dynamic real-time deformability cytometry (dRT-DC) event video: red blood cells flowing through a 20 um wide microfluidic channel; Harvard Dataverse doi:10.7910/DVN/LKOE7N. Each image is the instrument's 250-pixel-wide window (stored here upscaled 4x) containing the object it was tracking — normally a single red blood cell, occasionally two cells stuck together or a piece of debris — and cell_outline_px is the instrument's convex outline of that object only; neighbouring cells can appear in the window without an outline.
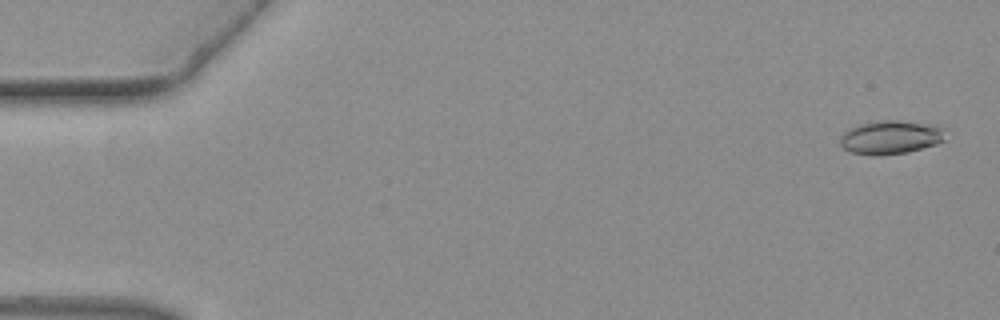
{"species": "common noctule bat (a hibernating species)", "species_latin": "Nyctalus noctula", "temperature_condition": "warm", "stored_images_in_passage": 16, "camera_frame_rate_fps": 3000, "um_per_image_px": 0.085, "animal": {"sex": "female", "body_mass_g": 19.3, "forearm_length_mm": 54.1}, "frame": {"image": 1, "passage_image": 2, "time_ms": 0.333, "image_size_px": [1000, 320], "cell_outline_px": [[944, 140], [936, 144], [908, 152], [876, 156], [872, 156], [852, 152], [844, 148], [840, 144], [840, 136], [848, 128], [864, 124], [884, 120], [896, 120], [944, 128]], "centroid_in_image_um": [75.66, 11.7], "position_along_channel_um": 9.3, "area_um2": 20.17}}
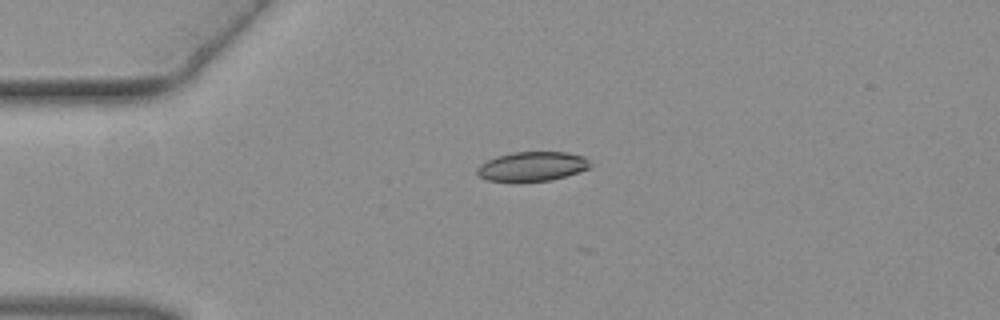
{"frame": {"image": 2, "passage_image": 12, "time_ms": 3.667, "image_size_px": [1000, 320], "cell_outline_px": [[592, 164], [588, 168], [564, 176], [548, 180], [488, 180], [480, 176], [476, 172], [476, 168], [480, 164], [496, 156], [512, 152], [568, 152], [584, 156]], "centroid_in_image_um": [45.23, 14.11], "position_along_channel_um": 39.8, "area_um2": 18.9}}